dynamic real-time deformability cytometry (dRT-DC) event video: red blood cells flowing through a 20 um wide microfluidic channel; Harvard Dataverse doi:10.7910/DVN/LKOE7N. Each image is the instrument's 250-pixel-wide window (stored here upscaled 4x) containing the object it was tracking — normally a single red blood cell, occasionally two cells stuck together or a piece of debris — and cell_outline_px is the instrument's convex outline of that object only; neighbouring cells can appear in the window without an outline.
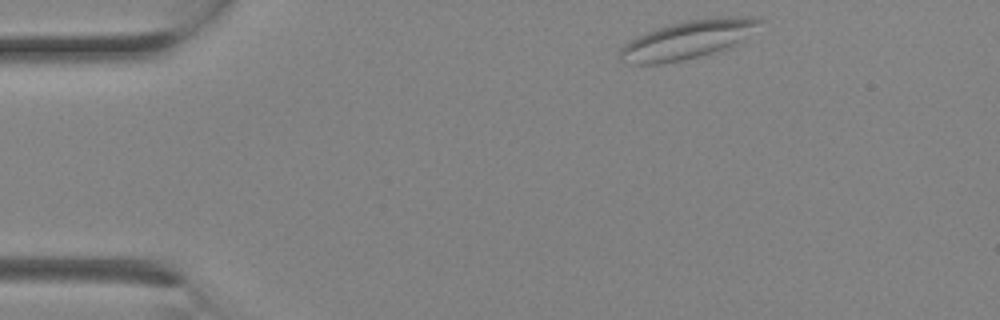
{"species": "Egyptian fruit bat (a non-hibernating species)", "species_latin": "Rousettus aegyptiacus", "temperature_condition": "room temperature", "stored_images_in_passage": 2, "camera_frame_rate_fps": 3000, "um_per_image_px": 0.085, "animal": {"sex": "female"}, "frame": {"image": 1, "passage_image": 1, "time_ms": 0.0, "image_size_px": [1000, 320], "cell_outline_px": [[764, 20], [732, 44], [724, 48], [700, 56], [660, 64], [632, 64], [620, 60], [620, 48], [624, 44], [648, 32], [668, 24], [716, 16], [752, 16]], "centroid_in_image_um": [58.38, 3.36], "position_along_channel_um": 26.6, "area_um2": 30.11}}